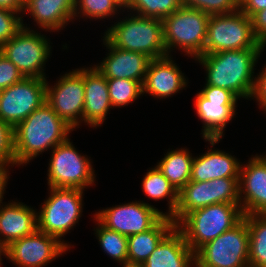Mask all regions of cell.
Masks as SVG:
<instances>
[{
    "instance_id": "7a4b0ae2",
    "label": "cell",
    "mask_w": 266,
    "mask_h": 267,
    "mask_svg": "<svg viewBox=\"0 0 266 267\" xmlns=\"http://www.w3.org/2000/svg\"><path fill=\"white\" fill-rule=\"evenodd\" d=\"M264 49H245L202 54L195 60L206 70V84L228 89L239 99H251L256 76L254 67Z\"/></svg>"
},
{
    "instance_id": "4fadbf2b",
    "label": "cell",
    "mask_w": 266,
    "mask_h": 267,
    "mask_svg": "<svg viewBox=\"0 0 266 267\" xmlns=\"http://www.w3.org/2000/svg\"><path fill=\"white\" fill-rule=\"evenodd\" d=\"M46 80L23 78L0 90V120L13 129L46 102Z\"/></svg>"
},
{
    "instance_id": "52a82bcc",
    "label": "cell",
    "mask_w": 266,
    "mask_h": 267,
    "mask_svg": "<svg viewBox=\"0 0 266 267\" xmlns=\"http://www.w3.org/2000/svg\"><path fill=\"white\" fill-rule=\"evenodd\" d=\"M245 49H265L254 35L251 18L239 9L209 17L204 54Z\"/></svg>"
},
{
    "instance_id": "7bdbcfd3",
    "label": "cell",
    "mask_w": 266,
    "mask_h": 267,
    "mask_svg": "<svg viewBox=\"0 0 266 267\" xmlns=\"http://www.w3.org/2000/svg\"><path fill=\"white\" fill-rule=\"evenodd\" d=\"M122 267H144L143 263L126 261Z\"/></svg>"
},
{
    "instance_id": "d590c367",
    "label": "cell",
    "mask_w": 266,
    "mask_h": 267,
    "mask_svg": "<svg viewBox=\"0 0 266 267\" xmlns=\"http://www.w3.org/2000/svg\"><path fill=\"white\" fill-rule=\"evenodd\" d=\"M23 78L18 68L0 53V90L20 82Z\"/></svg>"
},
{
    "instance_id": "ffe728a7",
    "label": "cell",
    "mask_w": 266,
    "mask_h": 267,
    "mask_svg": "<svg viewBox=\"0 0 266 267\" xmlns=\"http://www.w3.org/2000/svg\"><path fill=\"white\" fill-rule=\"evenodd\" d=\"M85 100L83 123L90 127H99L113 106L108 92L107 79L94 67L84 68Z\"/></svg>"
},
{
    "instance_id": "9a60e30c",
    "label": "cell",
    "mask_w": 266,
    "mask_h": 267,
    "mask_svg": "<svg viewBox=\"0 0 266 267\" xmlns=\"http://www.w3.org/2000/svg\"><path fill=\"white\" fill-rule=\"evenodd\" d=\"M94 216L107 229L129 237L154 227L164 213L149 203L133 201L100 210Z\"/></svg>"
},
{
    "instance_id": "d6986e66",
    "label": "cell",
    "mask_w": 266,
    "mask_h": 267,
    "mask_svg": "<svg viewBox=\"0 0 266 267\" xmlns=\"http://www.w3.org/2000/svg\"><path fill=\"white\" fill-rule=\"evenodd\" d=\"M172 59L171 55L151 59L142 84V94L163 99L185 89L188 81Z\"/></svg>"
},
{
    "instance_id": "7402d4cb",
    "label": "cell",
    "mask_w": 266,
    "mask_h": 267,
    "mask_svg": "<svg viewBox=\"0 0 266 267\" xmlns=\"http://www.w3.org/2000/svg\"><path fill=\"white\" fill-rule=\"evenodd\" d=\"M1 204L3 203H0V239L7 246L37 230L36 210L13 200Z\"/></svg>"
},
{
    "instance_id": "d4e9b609",
    "label": "cell",
    "mask_w": 266,
    "mask_h": 267,
    "mask_svg": "<svg viewBox=\"0 0 266 267\" xmlns=\"http://www.w3.org/2000/svg\"><path fill=\"white\" fill-rule=\"evenodd\" d=\"M174 221L164 216L146 232L128 237V261L144 263L161 240L175 227Z\"/></svg>"
},
{
    "instance_id": "ab89813d",
    "label": "cell",
    "mask_w": 266,
    "mask_h": 267,
    "mask_svg": "<svg viewBox=\"0 0 266 267\" xmlns=\"http://www.w3.org/2000/svg\"><path fill=\"white\" fill-rule=\"evenodd\" d=\"M26 0H0V8L13 10L22 14L25 8Z\"/></svg>"
},
{
    "instance_id": "ee69618b",
    "label": "cell",
    "mask_w": 266,
    "mask_h": 267,
    "mask_svg": "<svg viewBox=\"0 0 266 267\" xmlns=\"http://www.w3.org/2000/svg\"><path fill=\"white\" fill-rule=\"evenodd\" d=\"M265 164H266V154L265 155H257Z\"/></svg>"
},
{
    "instance_id": "30bf717a",
    "label": "cell",
    "mask_w": 266,
    "mask_h": 267,
    "mask_svg": "<svg viewBox=\"0 0 266 267\" xmlns=\"http://www.w3.org/2000/svg\"><path fill=\"white\" fill-rule=\"evenodd\" d=\"M51 151L47 170L49 187L84 190L93 186L96 176L91 160L81 155L69 138Z\"/></svg>"
},
{
    "instance_id": "74e56055",
    "label": "cell",
    "mask_w": 266,
    "mask_h": 267,
    "mask_svg": "<svg viewBox=\"0 0 266 267\" xmlns=\"http://www.w3.org/2000/svg\"><path fill=\"white\" fill-rule=\"evenodd\" d=\"M261 73L257 74L255 89L251 99H256L259 102V107L266 112V65L262 68Z\"/></svg>"
},
{
    "instance_id": "9c48e42d",
    "label": "cell",
    "mask_w": 266,
    "mask_h": 267,
    "mask_svg": "<svg viewBox=\"0 0 266 267\" xmlns=\"http://www.w3.org/2000/svg\"><path fill=\"white\" fill-rule=\"evenodd\" d=\"M23 24L8 42L0 47V53L10 60L25 78H44V65L51 54L49 39Z\"/></svg>"
},
{
    "instance_id": "484cf974",
    "label": "cell",
    "mask_w": 266,
    "mask_h": 267,
    "mask_svg": "<svg viewBox=\"0 0 266 267\" xmlns=\"http://www.w3.org/2000/svg\"><path fill=\"white\" fill-rule=\"evenodd\" d=\"M193 156L185 148L168 151L156 165L179 192L191 178Z\"/></svg>"
},
{
    "instance_id": "f6af8a7d",
    "label": "cell",
    "mask_w": 266,
    "mask_h": 267,
    "mask_svg": "<svg viewBox=\"0 0 266 267\" xmlns=\"http://www.w3.org/2000/svg\"><path fill=\"white\" fill-rule=\"evenodd\" d=\"M124 6L128 3V0H119Z\"/></svg>"
},
{
    "instance_id": "836d02e7",
    "label": "cell",
    "mask_w": 266,
    "mask_h": 267,
    "mask_svg": "<svg viewBox=\"0 0 266 267\" xmlns=\"http://www.w3.org/2000/svg\"><path fill=\"white\" fill-rule=\"evenodd\" d=\"M20 14L13 10L0 8V47L23 27V17Z\"/></svg>"
},
{
    "instance_id": "ba28073f",
    "label": "cell",
    "mask_w": 266,
    "mask_h": 267,
    "mask_svg": "<svg viewBox=\"0 0 266 267\" xmlns=\"http://www.w3.org/2000/svg\"><path fill=\"white\" fill-rule=\"evenodd\" d=\"M195 267H249V229L243 218L195 253Z\"/></svg>"
},
{
    "instance_id": "8fae6325",
    "label": "cell",
    "mask_w": 266,
    "mask_h": 267,
    "mask_svg": "<svg viewBox=\"0 0 266 267\" xmlns=\"http://www.w3.org/2000/svg\"><path fill=\"white\" fill-rule=\"evenodd\" d=\"M219 203L240 204L239 178L190 180L178 192L177 208L170 218L177 225L188 213Z\"/></svg>"
},
{
    "instance_id": "e575fe53",
    "label": "cell",
    "mask_w": 266,
    "mask_h": 267,
    "mask_svg": "<svg viewBox=\"0 0 266 267\" xmlns=\"http://www.w3.org/2000/svg\"><path fill=\"white\" fill-rule=\"evenodd\" d=\"M0 162L10 166L15 165L13 128L0 120ZM11 164V165H10Z\"/></svg>"
},
{
    "instance_id": "3957f363",
    "label": "cell",
    "mask_w": 266,
    "mask_h": 267,
    "mask_svg": "<svg viewBox=\"0 0 266 267\" xmlns=\"http://www.w3.org/2000/svg\"><path fill=\"white\" fill-rule=\"evenodd\" d=\"M132 15V16H131ZM109 27L104 38L114 47L147 55L151 59L167 56L163 43V21L131 14Z\"/></svg>"
},
{
    "instance_id": "f546056e",
    "label": "cell",
    "mask_w": 266,
    "mask_h": 267,
    "mask_svg": "<svg viewBox=\"0 0 266 267\" xmlns=\"http://www.w3.org/2000/svg\"><path fill=\"white\" fill-rule=\"evenodd\" d=\"M182 7L181 0H128L127 12L163 20ZM134 11V12H133Z\"/></svg>"
},
{
    "instance_id": "2e32d148",
    "label": "cell",
    "mask_w": 266,
    "mask_h": 267,
    "mask_svg": "<svg viewBox=\"0 0 266 267\" xmlns=\"http://www.w3.org/2000/svg\"><path fill=\"white\" fill-rule=\"evenodd\" d=\"M58 238L36 230L8 246V258L18 267H43L67 252Z\"/></svg>"
},
{
    "instance_id": "5b68a950",
    "label": "cell",
    "mask_w": 266,
    "mask_h": 267,
    "mask_svg": "<svg viewBox=\"0 0 266 267\" xmlns=\"http://www.w3.org/2000/svg\"><path fill=\"white\" fill-rule=\"evenodd\" d=\"M209 15L195 8L182 6L163 21V43L167 55L181 49L196 59L204 54ZM178 47V48H177Z\"/></svg>"
},
{
    "instance_id": "44dd1931",
    "label": "cell",
    "mask_w": 266,
    "mask_h": 267,
    "mask_svg": "<svg viewBox=\"0 0 266 267\" xmlns=\"http://www.w3.org/2000/svg\"><path fill=\"white\" fill-rule=\"evenodd\" d=\"M143 265L144 267H195V253L186 243L183 233L175 226Z\"/></svg>"
},
{
    "instance_id": "4dcf8cb0",
    "label": "cell",
    "mask_w": 266,
    "mask_h": 267,
    "mask_svg": "<svg viewBox=\"0 0 266 267\" xmlns=\"http://www.w3.org/2000/svg\"><path fill=\"white\" fill-rule=\"evenodd\" d=\"M118 9L125 10L119 0H75L74 18L76 19L79 13L82 17L96 20L112 18L119 12Z\"/></svg>"
},
{
    "instance_id": "cb8c5ba5",
    "label": "cell",
    "mask_w": 266,
    "mask_h": 267,
    "mask_svg": "<svg viewBox=\"0 0 266 267\" xmlns=\"http://www.w3.org/2000/svg\"><path fill=\"white\" fill-rule=\"evenodd\" d=\"M75 0H26L28 12L39 28L59 32L74 19Z\"/></svg>"
},
{
    "instance_id": "60d3db41",
    "label": "cell",
    "mask_w": 266,
    "mask_h": 267,
    "mask_svg": "<svg viewBox=\"0 0 266 267\" xmlns=\"http://www.w3.org/2000/svg\"><path fill=\"white\" fill-rule=\"evenodd\" d=\"M0 162V203L3 201V194L5 193V188L9 179V167Z\"/></svg>"
},
{
    "instance_id": "603a6c76",
    "label": "cell",
    "mask_w": 266,
    "mask_h": 267,
    "mask_svg": "<svg viewBox=\"0 0 266 267\" xmlns=\"http://www.w3.org/2000/svg\"><path fill=\"white\" fill-rule=\"evenodd\" d=\"M240 161L222 150L209 148L205 154L194 157L191 181H210L219 178H239Z\"/></svg>"
},
{
    "instance_id": "7c38bea8",
    "label": "cell",
    "mask_w": 266,
    "mask_h": 267,
    "mask_svg": "<svg viewBox=\"0 0 266 267\" xmlns=\"http://www.w3.org/2000/svg\"><path fill=\"white\" fill-rule=\"evenodd\" d=\"M238 97L228 89L205 85L195 99L198 117L203 122L202 137L213 147L224 136V129L236 114Z\"/></svg>"
},
{
    "instance_id": "4316f807",
    "label": "cell",
    "mask_w": 266,
    "mask_h": 267,
    "mask_svg": "<svg viewBox=\"0 0 266 267\" xmlns=\"http://www.w3.org/2000/svg\"><path fill=\"white\" fill-rule=\"evenodd\" d=\"M142 181V189L146 196L154 199L155 201L168 198V212L164 216L171 217L177 208L178 204V191L168 181L157 166L148 170Z\"/></svg>"
},
{
    "instance_id": "e0dca14e",
    "label": "cell",
    "mask_w": 266,
    "mask_h": 267,
    "mask_svg": "<svg viewBox=\"0 0 266 267\" xmlns=\"http://www.w3.org/2000/svg\"><path fill=\"white\" fill-rule=\"evenodd\" d=\"M239 198L244 216L266 214V164L257 154L240 166Z\"/></svg>"
},
{
    "instance_id": "8992f818",
    "label": "cell",
    "mask_w": 266,
    "mask_h": 267,
    "mask_svg": "<svg viewBox=\"0 0 266 267\" xmlns=\"http://www.w3.org/2000/svg\"><path fill=\"white\" fill-rule=\"evenodd\" d=\"M50 195L37 212V230L55 236L68 248L61 237L78 223L83 212L84 190L49 187Z\"/></svg>"
},
{
    "instance_id": "b9f144b4",
    "label": "cell",
    "mask_w": 266,
    "mask_h": 267,
    "mask_svg": "<svg viewBox=\"0 0 266 267\" xmlns=\"http://www.w3.org/2000/svg\"><path fill=\"white\" fill-rule=\"evenodd\" d=\"M2 255L8 258V246L0 239V267L2 266Z\"/></svg>"
},
{
    "instance_id": "83f0119b",
    "label": "cell",
    "mask_w": 266,
    "mask_h": 267,
    "mask_svg": "<svg viewBox=\"0 0 266 267\" xmlns=\"http://www.w3.org/2000/svg\"><path fill=\"white\" fill-rule=\"evenodd\" d=\"M249 229V267H266V214L243 217Z\"/></svg>"
},
{
    "instance_id": "1f68e13d",
    "label": "cell",
    "mask_w": 266,
    "mask_h": 267,
    "mask_svg": "<svg viewBox=\"0 0 266 267\" xmlns=\"http://www.w3.org/2000/svg\"><path fill=\"white\" fill-rule=\"evenodd\" d=\"M111 104L114 107L128 106L142 94V85L130 79H107Z\"/></svg>"
},
{
    "instance_id": "5bb4252c",
    "label": "cell",
    "mask_w": 266,
    "mask_h": 267,
    "mask_svg": "<svg viewBox=\"0 0 266 267\" xmlns=\"http://www.w3.org/2000/svg\"><path fill=\"white\" fill-rule=\"evenodd\" d=\"M84 100V68L65 73L54 86L46 80V103L73 129L83 121Z\"/></svg>"
},
{
    "instance_id": "f1b7e54d",
    "label": "cell",
    "mask_w": 266,
    "mask_h": 267,
    "mask_svg": "<svg viewBox=\"0 0 266 267\" xmlns=\"http://www.w3.org/2000/svg\"><path fill=\"white\" fill-rule=\"evenodd\" d=\"M94 220L98 222V227L94 230L102 250L121 264L128 261V237L107 229L96 218Z\"/></svg>"
},
{
    "instance_id": "6da1fadb",
    "label": "cell",
    "mask_w": 266,
    "mask_h": 267,
    "mask_svg": "<svg viewBox=\"0 0 266 267\" xmlns=\"http://www.w3.org/2000/svg\"><path fill=\"white\" fill-rule=\"evenodd\" d=\"M73 130L45 102L13 129L15 165H26L42 152L65 142Z\"/></svg>"
},
{
    "instance_id": "f35d334b",
    "label": "cell",
    "mask_w": 266,
    "mask_h": 267,
    "mask_svg": "<svg viewBox=\"0 0 266 267\" xmlns=\"http://www.w3.org/2000/svg\"><path fill=\"white\" fill-rule=\"evenodd\" d=\"M266 8V0H239V10L251 18L256 12Z\"/></svg>"
},
{
    "instance_id": "ac0fdd59",
    "label": "cell",
    "mask_w": 266,
    "mask_h": 267,
    "mask_svg": "<svg viewBox=\"0 0 266 267\" xmlns=\"http://www.w3.org/2000/svg\"><path fill=\"white\" fill-rule=\"evenodd\" d=\"M103 43L109 52L107 57L99 63L100 65L97 64L94 67L106 79H130L138 81L142 85L151 58L142 53L116 48L104 37Z\"/></svg>"
},
{
    "instance_id": "277c9868",
    "label": "cell",
    "mask_w": 266,
    "mask_h": 267,
    "mask_svg": "<svg viewBox=\"0 0 266 267\" xmlns=\"http://www.w3.org/2000/svg\"><path fill=\"white\" fill-rule=\"evenodd\" d=\"M243 217L240 204L219 203L188 213L176 227L196 253L203 245L232 229Z\"/></svg>"
},
{
    "instance_id": "d6a6232c",
    "label": "cell",
    "mask_w": 266,
    "mask_h": 267,
    "mask_svg": "<svg viewBox=\"0 0 266 267\" xmlns=\"http://www.w3.org/2000/svg\"><path fill=\"white\" fill-rule=\"evenodd\" d=\"M182 6L195 8L209 16L235 12L239 9V0H181Z\"/></svg>"
},
{
    "instance_id": "8d00e7d4",
    "label": "cell",
    "mask_w": 266,
    "mask_h": 267,
    "mask_svg": "<svg viewBox=\"0 0 266 267\" xmlns=\"http://www.w3.org/2000/svg\"><path fill=\"white\" fill-rule=\"evenodd\" d=\"M251 20L256 39L266 47V8L256 12Z\"/></svg>"
}]
</instances>
